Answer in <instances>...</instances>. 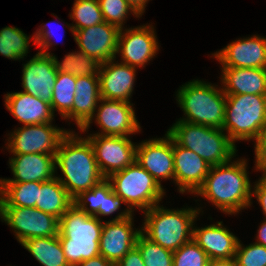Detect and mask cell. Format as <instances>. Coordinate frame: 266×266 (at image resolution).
<instances>
[{"label":"cell","instance_id":"ee69618b","mask_svg":"<svg viewBox=\"0 0 266 266\" xmlns=\"http://www.w3.org/2000/svg\"><path fill=\"white\" fill-rule=\"evenodd\" d=\"M140 16L143 15L149 0H125Z\"/></svg>","mask_w":266,"mask_h":266},{"label":"cell","instance_id":"ab89813d","mask_svg":"<svg viewBox=\"0 0 266 266\" xmlns=\"http://www.w3.org/2000/svg\"><path fill=\"white\" fill-rule=\"evenodd\" d=\"M115 266H145L139 249L134 246Z\"/></svg>","mask_w":266,"mask_h":266},{"label":"cell","instance_id":"d590c367","mask_svg":"<svg viewBox=\"0 0 266 266\" xmlns=\"http://www.w3.org/2000/svg\"><path fill=\"white\" fill-rule=\"evenodd\" d=\"M207 254L191 240L173 252V266H206Z\"/></svg>","mask_w":266,"mask_h":266},{"label":"cell","instance_id":"7c38bea8","mask_svg":"<svg viewBox=\"0 0 266 266\" xmlns=\"http://www.w3.org/2000/svg\"><path fill=\"white\" fill-rule=\"evenodd\" d=\"M101 104L92 118L80 129L85 132L89 129L92 120L100 126L101 133L92 135H110L129 137L130 134L138 133L141 129L133 109V104L127 101L106 100L101 98ZM99 106V107H98Z\"/></svg>","mask_w":266,"mask_h":266},{"label":"cell","instance_id":"ac0fdd59","mask_svg":"<svg viewBox=\"0 0 266 266\" xmlns=\"http://www.w3.org/2000/svg\"><path fill=\"white\" fill-rule=\"evenodd\" d=\"M57 73L52 55L38 52L23 65V92L51 104Z\"/></svg>","mask_w":266,"mask_h":266},{"label":"cell","instance_id":"3957f363","mask_svg":"<svg viewBox=\"0 0 266 266\" xmlns=\"http://www.w3.org/2000/svg\"><path fill=\"white\" fill-rule=\"evenodd\" d=\"M103 222L74 204L59 219V240L69 266L100 255Z\"/></svg>","mask_w":266,"mask_h":266},{"label":"cell","instance_id":"5b68a950","mask_svg":"<svg viewBox=\"0 0 266 266\" xmlns=\"http://www.w3.org/2000/svg\"><path fill=\"white\" fill-rule=\"evenodd\" d=\"M221 128L178 120L166 132L178 145L189 149L209 165L224 164L236 154V146Z\"/></svg>","mask_w":266,"mask_h":266},{"label":"cell","instance_id":"8d00e7d4","mask_svg":"<svg viewBox=\"0 0 266 266\" xmlns=\"http://www.w3.org/2000/svg\"><path fill=\"white\" fill-rule=\"evenodd\" d=\"M234 260L237 266H266V247L256 243L244 247L239 240Z\"/></svg>","mask_w":266,"mask_h":266},{"label":"cell","instance_id":"5bb4252c","mask_svg":"<svg viewBox=\"0 0 266 266\" xmlns=\"http://www.w3.org/2000/svg\"><path fill=\"white\" fill-rule=\"evenodd\" d=\"M152 25L120 29L116 54H121V63L132 67H145L159 50Z\"/></svg>","mask_w":266,"mask_h":266},{"label":"cell","instance_id":"cb8c5ba5","mask_svg":"<svg viewBox=\"0 0 266 266\" xmlns=\"http://www.w3.org/2000/svg\"><path fill=\"white\" fill-rule=\"evenodd\" d=\"M221 82L226 95H266V68L222 67Z\"/></svg>","mask_w":266,"mask_h":266},{"label":"cell","instance_id":"7dc6e473","mask_svg":"<svg viewBox=\"0 0 266 266\" xmlns=\"http://www.w3.org/2000/svg\"><path fill=\"white\" fill-rule=\"evenodd\" d=\"M255 168L258 171H262V176L266 177V156H255Z\"/></svg>","mask_w":266,"mask_h":266},{"label":"cell","instance_id":"f546056e","mask_svg":"<svg viewBox=\"0 0 266 266\" xmlns=\"http://www.w3.org/2000/svg\"><path fill=\"white\" fill-rule=\"evenodd\" d=\"M75 89V76L62 72L57 73L51 99V108L54 114L58 110L63 118L72 109Z\"/></svg>","mask_w":266,"mask_h":266},{"label":"cell","instance_id":"52a82bcc","mask_svg":"<svg viewBox=\"0 0 266 266\" xmlns=\"http://www.w3.org/2000/svg\"><path fill=\"white\" fill-rule=\"evenodd\" d=\"M266 124V95H226L223 130L235 144L239 140H257Z\"/></svg>","mask_w":266,"mask_h":266},{"label":"cell","instance_id":"4dcf8cb0","mask_svg":"<svg viewBox=\"0 0 266 266\" xmlns=\"http://www.w3.org/2000/svg\"><path fill=\"white\" fill-rule=\"evenodd\" d=\"M29 39L19 28L6 26L0 30V54L12 60H23L29 50Z\"/></svg>","mask_w":266,"mask_h":266},{"label":"cell","instance_id":"e575fe53","mask_svg":"<svg viewBox=\"0 0 266 266\" xmlns=\"http://www.w3.org/2000/svg\"><path fill=\"white\" fill-rule=\"evenodd\" d=\"M98 3L104 21L119 29H124L123 25L129 11L137 18L140 16L125 0H98Z\"/></svg>","mask_w":266,"mask_h":266},{"label":"cell","instance_id":"9c48e42d","mask_svg":"<svg viewBox=\"0 0 266 266\" xmlns=\"http://www.w3.org/2000/svg\"><path fill=\"white\" fill-rule=\"evenodd\" d=\"M0 218L21 244L30 238L59 235V219L33 207H0Z\"/></svg>","mask_w":266,"mask_h":266},{"label":"cell","instance_id":"8fae6325","mask_svg":"<svg viewBox=\"0 0 266 266\" xmlns=\"http://www.w3.org/2000/svg\"><path fill=\"white\" fill-rule=\"evenodd\" d=\"M133 211L125 208L112 220L103 222L100 255L114 264L135 246L137 236L141 233V229L133 228Z\"/></svg>","mask_w":266,"mask_h":266},{"label":"cell","instance_id":"ba28073f","mask_svg":"<svg viewBox=\"0 0 266 266\" xmlns=\"http://www.w3.org/2000/svg\"><path fill=\"white\" fill-rule=\"evenodd\" d=\"M106 179L111 183L114 193L120 196L131 210L136 207L146 211L160 204L165 195L163 186L136 161Z\"/></svg>","mask_w":266,"mask_h":266},{"label":"cell","instance_id":"e0dca14e","mask_svg":"<svg viewBox=\"0 0 266 266\" xmlns=\"http://www.w3.org/2000/svg\"><path fill=\"white\" fill-rule=\"evenodd\" d=\"M222 67L266 68V38H240L212 54Z\"/></svg>","mask_w":266,"mask_h":266},{"label":"cell","instance_id":"603a6c76","mask_svg":"<svg viewBox=\"0 0 266 266\" xmlns=\"http://www.w3.org/2000/svg\"><path fill=\"white\" fill-rule=\"evenodd\" d=\"M7 110L23 125L51 123L54 113L51 104L23 91L4 95Z\"/></svg>","mask_w":266,"mask_h":266},{"label":"cell","instance_id":"30bf717a","mask_svg":"<svg viewBox=\"0 0 266 266\" xmlns=\"http://www.w3.org/2000/svg\"><path fill=\"white\" fill-rule=\"evenodd\" d=\"M68 132L52 123L24 125L9 134L6 147L13 154H56L60 141Z\"/></svg>","mask_w":266,"mask_h":266},{"label":"cell","instance_id":"836d02e7","mask_svg":"<svg viewBox=\"0 0 266 266\" xmlns=\"http://www.w3.org/2000/svg\"><path fill=\"white\" fill-rule=\"evenodd\" d=\"M104 198H106V178L92 189L80 192L73 198V204L88 215L100 219L99 216H103Z\"/></svg>","mask_w":266,"mask_h":266},{"label":"cell","instance_id":"7402d4cb","mask_svg":"<svg viewBox=\"0 0 266 266\" xmlns=\"http://www.w3.org/2000/svg\"><path fill=\"white\" fill-rule=\"evenodd\" d=\"M193 241L207 254L209 259H232L239 239L223 226L222 221L201 228H193Z\"/></svg>","mask_w":266,"mask_h":266},{"label":"cell","instance_id":"484cf974","mask_svg":"<svg viewBox=\"0 0 266 266\" xmlns=\"http://www.w3.org/2000/svg\"><path fill=\"white\" fill-rule=\"evenodd\" d=\"M72 205L73 198L56 176L41 182V187L38 190V202H36L37 209L60 219Z\"/></svg>","mask_w":266,"mask_h":266},{"label":"cell","instance_id":"7bdbcfd3","mask_svg":"<svg viewBox=\"0 0 266 266\" xmlns=\"http://www.w3.org/2000/svg\"><path fill=\"white\" fill-rule=\"evenodd\" d=\"M76 266H115V264L105 259L102 255H98L96 257L84 260Z\"/></svg>","mask_w":266,"mask_h":266},{"label":"cell","instance_id":"8992f818","mask_svg":"<svg viewBox=\"0 0 266 266\" xmlns=\"http://www.w3.org/2000/svg\"><path fill=\"white\" fill-rule=\"evenodd\" d=\"M215 86L198 79L182 85L176 93V98L185 118L179 120L222 129L226 94L223 88Z\"/></svg>","mask_w":266,"mask_h":266},{"label":"cell","instance_id":"b9f144b4","mask_svg":"<svg viewBox=\"0 0 266 266\" xmlns=\"http://www.w3.org/2000/svg\"><path fill=\"white\" fill-rule=\"evenodd\" d=\"M255 156H266V124L261 129L260 135L254 145Z\"/></svg>","mask_w":266,"mask_h":266},{"label":"cell","instance_id":"d4e9b609","mask_svg":"<svg viewBox=\"0 0 266 266\" xmlns=\"http://www.w3.org/2000/svg\"><path fill=\"white\" fill-rule=\"evenodd\" d=\"M100 86L98 76L76 77L75 98L72 109L63 117L73 119L81 129L95 114L100 101Z\"/></svg>","mask_w":266,"mask_h":266},{"label":"cell","instance_id":"d6a6232c","mask_svg":"<svg viewBox=\"0 0 266 266\" xmlns=\"http://www.w3.org/2000/svg\"><path fill=\"white\" fill-rule=\"evenodd\" d=\"M135 246L139 249L145 266H173V252L153 243L142 233L137 236Z\"/></svg>","mask_w":266,"mask_h":266},{"label":"cell","instance_id":"9a60e30c","mask_svg":"<svg viewBox=\"0 0 266 266\" xmlns=\"http://www.w3.org/2000/svg\"><path fill=\"white\" fill-rule=\"evenodd\" d=\"M135 161L159 185L163 179L174 181L173 139L166 133L163 138L142 141L136 146Z\"/></svg>","mask_w":266,"mask_h":266},{"label":"cell","instance_id":"f6af8a7d","mask_svg":"<svg viewBox=\"0 0 266 266\" xmlns=\"http://www.w3.org/2000/svg\"><path fill=\"white\" fill-rule=\"evenodd\" d=\"M260 225L259 230H257V242L254 243L266 247V220H264Z\"/></svg>","mask_w":266,"mask_h":266},{"label":"cell","instance_id":"ffe728a7","mask_svg":"<svg viewBox=\"0 0 266 266\" xmlns=\"http://www.w3.org/2000/svg\"><path fill=\"white\" fill-rule=\"evenodd\" d=\"M98 77L101 98L130 102L136 79L135 67L115 63L112 59L101 63Z\"/></svg>","mask_w":266,"mask_h":266},{"label":"cell","instance_id":"f1b7e54d","mask_svg":"<svg viewBox=\"0 0 266 266\" xmlns=\"http://www.w3.org/2000/svg\"><path fill=\"white\" fill-rule=\"evenodd\" d=\"M51 55L58 72L68 73L75 77L99 75L101 63L81 50L65 55L62 62L57 60L56 55Z\"/></svg>","mask_w":266,"mask_h":266},{"label":"cell","instance_id":"7a4b0ae2","mask_svg":"<svg viewBox=\"0 0 266 266\" xmlns=\"http://www.w3.org/2000/svg\"><path fill=\"white\" fill-rule=\"evenodd\" d=\"M58 166V167H57ZM64 175L56 178L74 198L101 183L105 177L99 170L93 147L87 138L70 131L62 138L55 154V170Z\"/></svg>","mask_w":266,"mask_h":266},{"label":"cell","instance_id":"277c9868","mask_svg":"<svg viewBox=\"0 0 266 266\" xmlns=\"http://www.w3.org/2000/svg\"><path fill=\"white\" fill-rule=\"evenodd\" d=\"M201 208L165 209L159 204L144 211L141 233L172 252L193 239V226Z\"/></svg>","mask_w":266,"mask_h":266},{"label":"cell","instance_id":"bcb514c9","mask_svg":"<svg viewBox=\"0 0 266 266\" xmlns=\"http://www.w3.org/2000/svg\"><path fill=\"white\" fill-rule=\"evenodd\" d=\"M206 266H237V264L234 258L223 259V260L209 259Z\"/></svg>","mask_w":266,"mask_h":266},{"label":"cell","instance_id":"6da1fadb","mask_svg":"<svg viewBox=\"0 0 266 266\" xmlns=\"http://www.w3.org/2000/svg\"><path fill=\"white\" fill-rule=\"evenodd\" d=\"M231 161L211 166L202 186L195 193L230 215L251 206L253 197L247 161L244 158Z\"/></svg>","mask_w":266,"mask_h":266},{"label":"cell","instance_id":"2e32d148","mask_svg":"<svg viewBox=\"0 0 266 266\" xmlns=\"http://www.w3.org/2000/svg\"><path fill=\"white\" fill-rule=\"evenodd\" d=\"M74 31V41L78 48L100 63L116 59L120 29L107 22Z\"/></svg>","mask_w":266,"mask_h":266},{"label":"cell","instance_id":"4fadbf2b","mask_svg":"<svg viewBox=\"0 0 266 266\" xmlns=\"http://www.w3.org/2000/svg\"><path fill=\"white\" fill-rule=\"evenodd\" d=\"M129 138L110 135L87 136L93 147L99 170L105 178L135 161L137 145Z\"/></svg>","mask_w":266,"mask_h":266},{"label":"cell","instance_id":"4316f807","mask_svg":"<svg viewBox=\"0 0 266 266\" xmlns=\"http://www.w3.org/2000/svg\"><path fill=\"white\" fill-rule=\"evenodd\" d=\"M21 245L42 266H69L59 236L30 238L23 241Z\"/></svg>","mask_w":266,"mask_h":266},{"label":"cell","instance_id":"d6986e66","mask_svg":"<svg viewBox=\"0 0 266 266\" xmlns=\"http://www.w3.org/2000/svg\"><path fill=\"white\" fill-rule=\"evenodd\" d=\"M174 183L179 193L195 194L202 186L211 168L204 159L195 152L178 145L173 140Z\"/></svg>","mask_w":266,"mask_h":266},{"label":"cell","instance_id":"60d3db41","mask_svg":"<svg viewBox=\"0 0 266 266\" xmlns=\"http://www.w3.org/2000/svg\"><path fill=\"white\" fill-rule=\"evenodd\" d=\"M252 190V196L257 198L258 203L262 207L263 214L266 216V177L262 176L255 182ZM266 220V217L264 218Z\"/></svg>","mask_w":266,"mask_h":266},{"label":"cell","instance_id":"f35d334b","mask_svg":"<svg viewBox=\"0 0 266 266\" xmlns=\"http://www.w3.org/2000/svg\"><path fill=\"white\" fill-rule=\"evenodd\" d=\"M49 24L50 23H48V25ZM52 37L54 38L55 36L53 34V31H51L50 29H47V24L46 25L44 24L40 29H37V31L35 32L34 36H32V38H33V42L35 43V45L39 46V49H40L39 53H42L45 55H51L47 50L51 48V46L53 45L51 41Z\"/></svg>","mask_w":266,"mask_h":266},{"label":"cell","instance_id":"1f68e13d","mask_svg":"<svg viewBox=\"0 0 266 266\" xmlns=\"http://www.w3.org/2000/svg\"><path fill=\"white\" fill-rule=\"evenodd\" d=\"M73 4L70 19L75 21V25L69 26L72 35H74L73 30L92 27L104 22L98 0H75Z\"/></svg>","mask_w":266,"mask_h":266},{"label":"cell","instance_id":"44dd1931","mask_svg":"<svg viewBox=\"0 0 266 266\" xmlns=\"http://www.w3.org/2000/svg\"><path fill=\"white\" fill-rule=\"evenodd\" d=\"M9 166L12 179H0V183L44 182L55 177V154H13Z\"/></svg>","mask_w":266,"mask_h":266},{"label":"cell","instance_id":"74e56055","mask_svg":"<svg viewBox=\"0 0 266 266\" xmlns=\"http://www.w3.org/2000/svg\"><path fill=\"white\" fill-rule=\"evenodd\" d=\"M121 203L125 204V201L114 193L111 183L106 179V198H104L103 203V216L119 211Z\"/></svg>","mask_w":266,"mask_h":266},{"label":"cell","instance_id":"83f0119b","mask_svg":"<svg viewBox=\"0 0 266 266\" xmlns=\"http://www.w3.org/2000/svg\"><path fill=\"white\" fill-rule=\"evenodd\" d=\"M41 182L0 183V207H33Z\"/></svg>","mask_w":266,"mask_h":266}]
</instances>
